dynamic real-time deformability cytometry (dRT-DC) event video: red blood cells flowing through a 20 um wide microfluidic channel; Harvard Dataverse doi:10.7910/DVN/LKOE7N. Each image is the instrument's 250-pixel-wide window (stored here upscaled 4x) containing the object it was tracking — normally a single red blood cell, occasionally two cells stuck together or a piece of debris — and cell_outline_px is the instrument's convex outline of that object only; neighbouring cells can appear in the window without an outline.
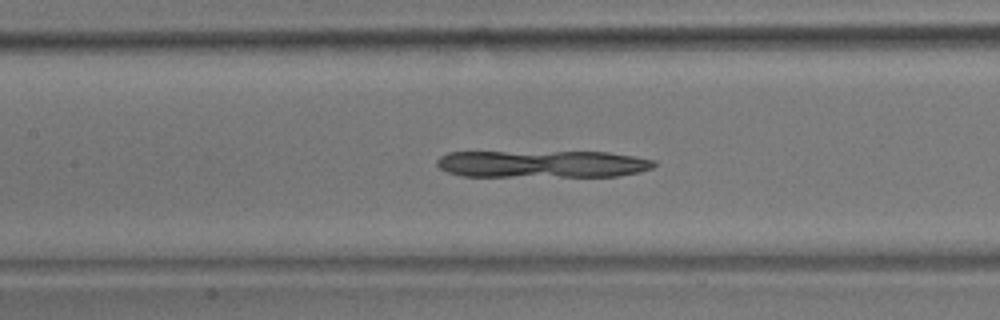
{"species": "common noctule bat (a hibernating species)", "species_latin": "Nyctalus noctula", "temperature_condition": "room temperature", "stored_images_in_passage": 55, "camera_frame_rate_fps": 3000, "um_per_image_px": 0.085, "animal": {"sex": "male", "body_mass_g": 17.9}, "frame": {"image": 1, "passage_image": 25, "time_ms": 8.0, "image_size_px": [1000, 320], "cell_outline_px": [[656, 164], [652, 168], [640, 172], [616, 176], [460, 176], [448, 172], [440, 168], [436, 164], [436, 160], [440, 156], [448, 152], [608, 152], [656, 160]], "centroid_in_image_um": [46.09, 13.94], "position_along_channel_um": 161.3, "area_um2": 34.51}}